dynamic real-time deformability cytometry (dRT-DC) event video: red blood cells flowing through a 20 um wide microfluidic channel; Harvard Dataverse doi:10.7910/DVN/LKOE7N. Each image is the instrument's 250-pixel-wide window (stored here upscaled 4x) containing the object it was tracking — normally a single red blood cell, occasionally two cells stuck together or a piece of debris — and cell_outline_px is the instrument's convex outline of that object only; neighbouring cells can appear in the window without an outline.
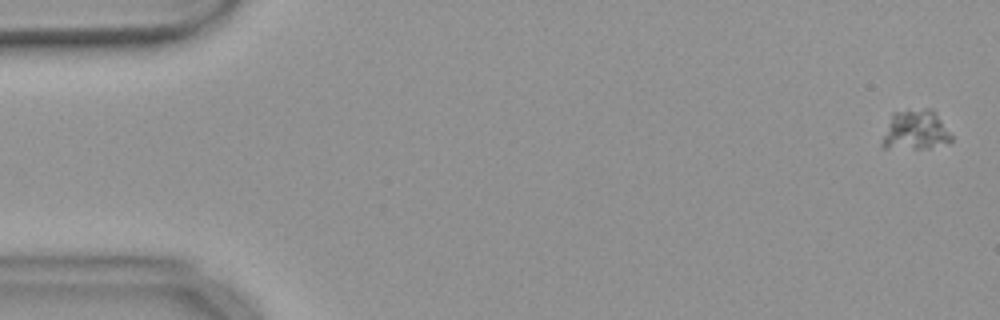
{"species": "common noctule bat (a hibernating species)", "species_latin": "Nyctalus noctula", "temperature_condition": "warm", "stored_images_in_passage": 57, "camera_frame_rate_fps": 3000, "um_per_image_px": 0.085, "animal": {"sex": "female", "body_mass_g": 18.4}, "frame": {"image": 1, "passage_image": 2, "time_ms": 0.333, "image_size_px": [1000, 320], "cell_outline_px": [[952, 140], [928, 148], [880, 148], [880, 144], [892, 112], [924, 108], [932, 108], [936, 112], [952, 136]], "centroid_in_image_um": [77.78, 11.04], "position_along_channel_um": 7.2, "area_um2": 16.01}}
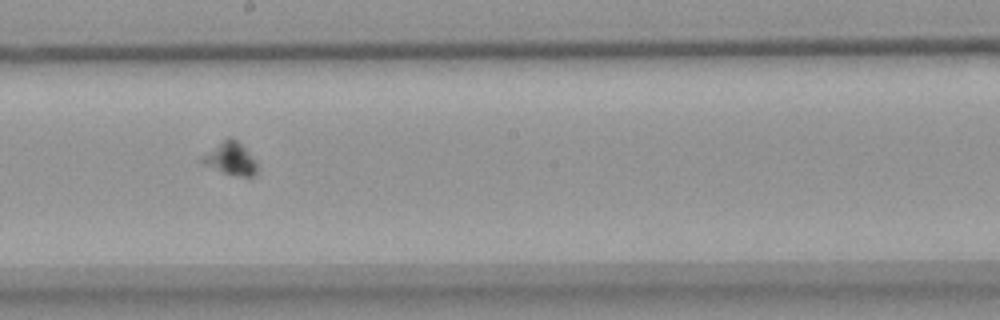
{"frame": {"image": 2, "passage_image": 32, "time_ms": 10.333, "image_size_px": [1000, 320], "cell_outline_px": [[256, 172], [252, 176], [240, 176], [224, 172], [204, 164], [200, 160], [200, 156], [228, 136], [236, 140], [244, 148], [256, 164]], "centroid_in_image_um": [19.54, 13.46], "position_along_channel_um": 228.7, "area_um2": 10.0}}
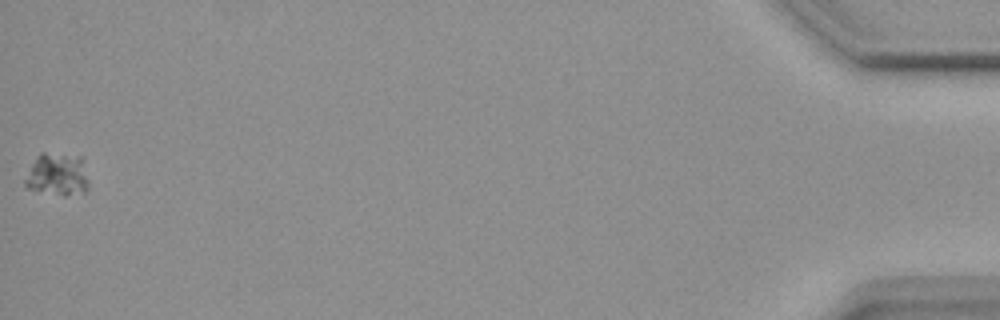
{"frame": {"image": 3, "passage_image": 57, "time_ms": 18.667, "image_size_px": [1000, 320], "cell_outline_px": [[88, 188], [84, 192], [64, 196], [28, 188], [24, 184], [24, 180], [36, 156], [40, 152], [44, 152], [80, 156], [88, 180]], "centroid_in_image_um": [4.87, 14.83], "position_along_channel_um": 430.3, "area_um2": 15.66}, "authors_computed_cell_mechanics": {"area_um2": 11.7334, "velocity_mm_per_s": 3.5941, "shape_relaxation_time_tau1_ms": 4.1954, "shape_relaxation_time_tau2_ms": null, "deformation_change_tau1": 0.0836, "deformation_change_tau2": null}}